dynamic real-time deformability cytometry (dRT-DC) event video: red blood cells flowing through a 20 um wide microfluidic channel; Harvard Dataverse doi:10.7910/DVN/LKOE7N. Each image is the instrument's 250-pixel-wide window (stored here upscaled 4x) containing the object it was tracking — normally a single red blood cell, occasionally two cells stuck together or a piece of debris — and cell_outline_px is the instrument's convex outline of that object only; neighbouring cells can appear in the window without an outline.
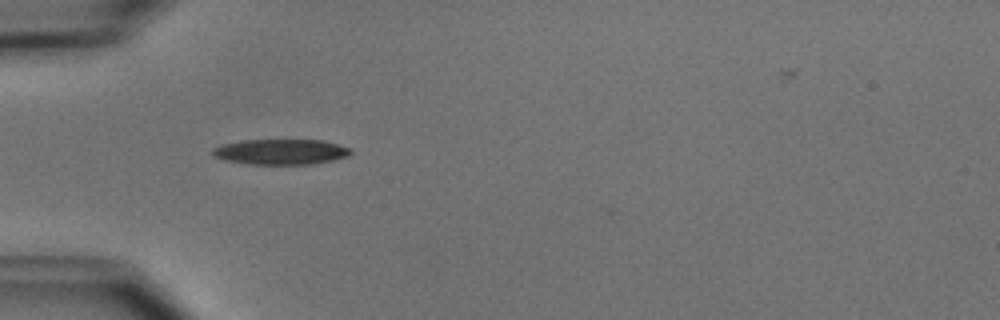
{"species": "common noctule bat (a hibernating species)", "species_latin": "Nyctalus noctula", "temperature_condition": "cold", "stored_images_in_passage": 2, "camera_frame_rate_fps": 3000, "um_per_image_px": 0.085, "animal": {"sex": "male", "body_mass_g": 15.6}, "frame": {"image": 1, "passage_image": 1, "time_ms": 0.0, "image_size_px": [1000, 320], "cell_outline_px": [[352, 152], [348, 156], [316, 164], [248, 164], [224, 160], [212, 156], [212, 148], [220, 144], [244, 140], [324, 140], [352, 148]], "centroid_in_image_um": [23.86, 12.9], "position_along_channel_um": 61.1, "area_um2": 20.69}}